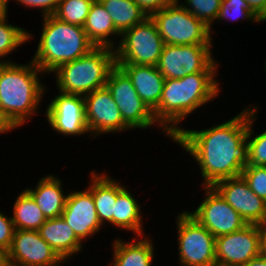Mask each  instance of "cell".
I'll return each instance as SVG.
<instances>
[{
	"label": "cell",
	"mask_w": 266,
	"mask_h": 266,
	"mask_svg": "<svg viewBox=\"0 0 266 266\" xmlns=\"http://www.w3.org/2000/svg\"><path fill=\"white\" fill-rule=\"evenodd\" d=\"M15 230H38L47 220L33 198L23 189L12 207Z\"/></svg>",
	"instance_id": "d4e9b609"
},
{
	"label": "cell",
	"mask_w": 266,
	"mask_h": 266,
	"mask_svg": "<svg viewBox=\"0 0 266 266\" xmlns=\"http://www.w3.org/2000/svg\"><path fill=\"white\" fill-rule=\"evenodd\" d=\"M38 232L65 263L83 251L85 243L75 235L62 216L47 219Z\"/></svg>",
	"instance_id": "d6986e66"
},
{
	"label": "cell",
	"mask_w": 266,
	"mask_h": 266,
	"mask_svg": "<svg viewBox=\"0 0 266 266\" xmlns=\"http://www.w3.org/2000/svg\"><path fill=\"white\" fill-rule=\"evenodd\" d=\"M121 112L125 124L131 129L143 131L153 126L161 129L169 139L172 138L157 124L153 112L137 94L130 78L116 65L105 84Z\"/></svg>",
	"instance_id": "30bf717a"
},
{
	"label": "cell",
	"mask_w": 266,
	"mask_h": 266,
	"mask_svg": "<svg viewBox=\"0 0 266 266\" xmlns=\"http://www.w3.org/2000/svg\"><path fill=\"white\" fill-rule=\"evenodd\" d=\"M49 99L45 114L48 125L57 134L67 137L90 135L85 119L84 97L58 91Z\"/></svg>",
	"instance_id": "7c38bea8"
},
{
	"label": "cell",
	"mask_w": 266,
	"mask_h": 266,
	"mask_svg": "<svg viewBox=\"0 0 266 266\" xmlns=\"http://www.w3.org/2000/svg\"><path fill=\"white\" fill-rule=\"evenodd\" d=\"M259 226L244 228L215 238L216 266H240L260 255Z\"/></svg>",
	"instance_id": "5bb4252c"
},
{
	"label": "cell",
	"mask_w": 266,
	"mask_h": 266,
	"mask_svg": "<svg viewBox=\"0 0 266 266\" xmlns=\"http://www.w3.org/2000/svg\"><path fill=\"white\" fill-rule=\"evenodd\" d=\"M130 78L137 94L153 112L159 105L165 82L157 66L116 64Z\"/></svg>",
	"instance_id": "ac0fdd59"
},
{
	"label": "cell",
	"mask_w": 266,
	"mask_h": 266,
	"mask_svg": "<svg viewBox=\"0 0 266 266\" xmlns=\"http://www.w3.org/2000/svg\"><path fill=\"white\" fill-rule=\"evenodd\" d=\"M93 2L94 0H60L53 16L83 27Z\"/></svg>",
	"instance_id": "f1b7e54d"
},
{
	"label": "cell",
	"mask_w": 266,
	"mask_h": 266,
	"mask_svg": "<svg viewBox=\"0 0 266 266\" xmlns=\"http://www.w3.org/2000/svg\"><path fill=\"white\" fill-rule=\"evenodd\" d=\"M8 16L0 18V63L14 62V59L12 60L8 56L12 52H16L23 44L29 43L32 40L31 38L35 37L33 35L34 33L31 34L29 30L27 31L21 26L8 23Z\"/></svg>",
	"instance_id": "4316f807"
},
{
	"label": "cell",
	"mask_w": 266,
	"mask_h": 266,
	"mask_svg": "<svg viewBox=\"0 0 266 266\" xmlns=\"http://www.w3.org/2000/svg\"><path fill=\"white\" fill-rule=\"evenodd\" d=\"M61 216L83 243L84 240L93 238V235L96 236L103 228L98 219L92 193L87 188L71 190L70 193L68 191Z\"/></svg>",
	"instance_id": "e0dca14e"
},
{
	"label": "cell",
	"mask_w": 266,
	"mask_h": 266,
	"mask_svg": "<svg viewBox=\"0 0 266 266\" xmlns=\"http://www.w3.org/2000/svg\"><path fill=\"white\" fill-rule=\"evenodd\" d=\"M10 1L11 0H0V18L8 15V12L10 11L8 5Z\"/></svg>",
	"instance_id": "ab89813d"
},
{
	"label": "cell",
	"mask_w": 266,
	"mask_h": 266,
	"mask_svg": "<svg viewBox=\"0 0 266 266\" xmlns=\"http://www.w3.org/2000/svg\"><path fill=\"white\" fill-rule=\"evenodd\" d=\"M7 261L20 266H60L65 263L38 230H15Z\"/></svg>",
	"instance_id": "9a60e30c"
},
{
	"label": "cell",
	"mask_w": 266,
	"mask_h": 266,
	"mask_svg": "<svg viewBox=\"0 0 266 266\" xmlns=\"http://www.w3.org/2000/svg\"><path fill=\"white\" fill-rule=\"evenodd\" d=\"M248 105V131L246 138V165L266 166V130L256 133L253 129L259 107ZM255 134V135H254Z\"/></svg>",
	"instance_id": "83f0119b"
},
{
	"label": "cell",
	"mask_w": 266,
	"mask_h": 266,
	"mask_svg": "<svg viewBox=\"0 0 266 266\" xmlns=\"http://www.w3.org/2000/svg\"><path fill=\"white\" fill-rule=\"evenodd\" d=\"M26 63H0V114L13 130L39 113L48 89L40 80L46 74L32 60Z\"/></svg>",
	"instance_id": "3957f363"
},
{
	"label": "cell",
	"mask_w": 266,
	"mask_h": 266,
	"mask_svg": "<svg viewBox=\"0 0 266 266\" xmlns=\"http://www.w3.org/2000/svg\"><path fill=\"white\" fill-rule=\"evenodd\" d=\"M2 266H20V265L13 264V263L6 261Z\"/></svg>",
	"instance_id": "7bdbcfd3"
},
{
	"label": "cell",
	"mask_w": 266,
	"mask_h": 266,
	"mask_svg": "<svg viewBox=\"0 0 266 266\" xmlns=\"http://www.w3.org/2000/svg\"><path fill=\"white\" fill-rule=\"evenodd\" d=\"M83 28L90 41L96 47L115 49L117 42L113 39L117 38L119 42L121 37V33L115 28L109 13L105 10L102 3L96 0L91 5Z\"/></svg>",
	"instance_id": "cb8c5ba5"
},
{
	"label": "cell",
	"mask_w": 266,
	"mask_h": 266,
	"mask_svg": "<svg viewBox=\"0 0 266 266\" xmlns=\"http://www.w3.org/2000/svg\"><path fill=\"white\" fill-rule=\"evenodd\" d=\"M149 237H132V241L115 238L111 246L113 260L111 259L112 262L108 263V266H152L156 254L154 242Z\"/></svg>",
	"instance_id": "ffe728a7"
},
{
	"label": "cell",
	"mask_w": 266,
	"mask_h": 266,
	"mask_svg": "<svg viewBox=\"0 0 266 266\" xmlns=\"http://www.w3.org/2000/svg\"><path fill=\"white\" fill-rule=\"evenodd\" d=\"M227 121L203 130L181 128L172 141L198 164L202 186L241 176L246 166L248 107Z\"/></svg>",
	"instance_id": "6da1fadb"
},
{
	"label": "cell",
	"mask_w": 266,
	"mask_h": 266,
	"mask_svg": "<svg viewBox=\"0 0 266 266\" xmlns=\"http://www.w3.org/2000/svg\"><path fill=\"white\" fill-rule=\"evenodd\" d=\"M213 187L247 224L266 221V202L249 188L242 176L219 180Z\"/></svg>",
	"instance_id": "2e32d148"
},
{
	"label": "cell",
	"mask_w": 266,
	"mask_h": 266,
	"mask_svg": "<svg viewBox=\"0 0 266 266\" xmlns=\"http://www.w3.org/2000/svg\"><path fill=\"white\" fill-rule=\"evenodd\" d=\"M163 46L155 22L147 17L121 34L115 48L116 64L157 66Z\"/></svg>",
	"instance_id": "52a82bcc"
},
{
	"label": "cell",
	"mask_w": 266,
	"mask_h": 266,
	"mask_svg": "<svg viewBox=\"0 0 266 266\" xmlns=\"http://www.w3.org/2000/svg\"><path fill=\"white\" fill-rule=\"evenodd\" d=\"M204 199L195 211L188 213L215 238L244 228L246 221L213 186H202Z\"/></svg>",
	"instance_id": "8fae6325"
},
{
	"label": "cell",
	"mask_w": 266,
	"mask_h": 266,
	"mask_svg": "<svg viewBox=\"0 0 266 266\" xmlns=\"http://www.w3.org/2000/svg\"><path fill=\"white\" fill-rule=\"evenodd\" d=\"M183 8L202 21L213 35L212 27L217 20L222 0H176Z\"/></svg>",
	"instance_id": "f546056e"
},
{
	"label": "cell",
	"mask_w": 266,
	"mask_h": 266,
	"mask_svg": "<svg viewBox=\"0 0 266 266\" xmlns=\"http://www.w3.org/2000/svg\"><path fill=\"white\" fill-rule=\"evenodd\" d=\"M85 119L92 138L131 130L106 86L84 96Z\"/></svg>",
	"instance_id": "4fadbf2b"
},
{
	"label": "cell",
	"mask_w": 266,
	"mask_h": 266,
	"mask_svg": "<svg viewBox=\"0 0 266 266\" xmlns=\"http://www.w3.org/2000/svg\"><path fill=\"white\" fill-rule=\"evenodd\" d=\"M178 262L180 266H216L215 237L187 210L178 213Z\"/></svg>",
	"instance_id": "ba28073f"
},
{
	"label": "cell",
	"mask_w": 266,
	"mask_h": 266,
	"mask_svg": "<svg viewBox=\"0 0 266 266\" xmlns=\"http://www.w3.org/2000/svg\"><path fill=\"white\" fill-rule=\"evenodd\" d=\"M100 2L121 34L148 17L134 0H100Z\"/></svg>",
	"instance_id": "484cf974"
},
{
	"label": "cell",
	"mask_w": 266,
	"mask_h": 266,
	"mask_svg": "<svg viewBox=\"0 0 266 266\" xmlns=\"http://www.w3.org/2000/svg\"><path fill=\"white\" fill-rule=\"evenodd\" d=\"M150 17L155 22L164 44L213 45L210 28L176 0Z\"/></svg>",
	"instance_id": "8992f818"
},
{
	"label": "cell",
	"mask_w": 266,
	"mask_h": 266,
	"mask_svg": "<svg viewBox=\"0 0 266 266\" xmlns=\"http://www.w3.org/2000/svg\"><path fill=\"white\" fill-rule=\"evenodd\" d=\"M115 66V49L95 47L82 57L61 65L53 75L58 91L84 97L104 87Z\"/></svg>",
	"instance_id": "5b68a950"
},
{
	"label": "cell",
	"mask_w": 266,
	"mask_h": 266,
	"mask_svg": "<svg viewBox=\"0 0 266 266\" xmlns=\"http://www.w3.org/2000/svg\"><path fill=\"white\" fill-rule=\"evenodd\" d=\"M62 183L57 175L48 173L40 178L34 188L24 189L33 198L46 219L59 217L63 213L68 193L63 191Z\"/></svg>",
	"instance_id": "44dd1931"
},
{
	"label": "cell",
	"mask_w": 266,
	"mask_h": 266,
	"mask_svg": "<svg viewBox=\"0 0 266 266\" xmlns=\"http://www.w3.org/2000/svg\"><path fill=\"white\" fill-rule=\"evenodd\" d=\"M14 1V0H12ZM28 9H39L41 17L53 15L58 7L60 0H15Z\"/></svg>",
	"instance_id": "836d02e7"
},
{
	"label": "cell",
	"mask_w": 266,
	"mask_h": 266,
	"mask_svg": "<svg viewBox=\"0 0 266 266\" xmlns=\"http://www.w3.org/2000/svg\"><path fill=\"white\" fill-rule=\"evenodd\" d=\"M212 49L213 45L164 44L158 70L165 79H180L196 72H218L220 64Z\"/></svg>",
	"instance_id": "9c48e42d"
},
{
	"label": "cell",
	"mask_w": 266,
	"mask_h": 266,
	"mask_svg": "<svg viewBox=\"0 0 266 266\" xmlns=\"http://www.w3.org/2000/svg\"><path fill=\"white\" fill-rule=\"evenodd\" d=\"M256 22V14L251 10L246 0H222L217 21L225 23L234 21Z\"/></svg>",
	"instance_id": "4dcf8cb0"
},
{
	"label": "cell",
	"mask_w": 266,
	"mask_h": 266,
	"mask_svg": "<svg viewBox=\"0 0 266 266\" xmlns=\"http://www.w3.org/2000/svg\"><path fill=\"white\" fill-rule=\"evenodd\" d=\"M262 22H266V2L262 7L261 11L256 15V25L257 23L260 24Z\"/></svg>",
	"instance_id": "60d3db41"
},
{
	"label": "cell",
	"mask_w": 266,
	"mask_h": 266,
	"mask_svg": "<svg viewBox=\"0 0 266 266\" xmlns=\"http://www.w3.org/2000/svg\"><path fill=\"white\" fill-rule=\"evenodd\" d=\"M241 176L249 188L266 202V166L246 165Z\"/></svg>",
	"instance_id": "1f68e13d"
},
{
	"label": "cell",
	"mask_w": 266,
	"mask_h": 266,
	"mask_svg": "<svg viewBox=\"0 0 266 266\" xmlns=\"http://www.w3.org/2000/svg\"><path fill=\"white\" fill-rule=\"evenodd\" d=\"M217 75L218 72H196L180 79H165L162 96L153 115L172 139L180 132L184 119L220 95Z\"/></svg>",
	"instance_id": "7a4b0ae2"
},
{
	"label": "cell",
	"mask_w": 266,
	"mask_h": 266,
	"mask_svg": "<svg viewBox=\"0 0 266 266\" xmlns=\"http://www.w3.org/2000/svg\"><path fill=\"white\" fill-rule=\"evenodd\" d=\"M7 261V252L0 248V266Z\"/></svg>",
	"instance_id": "b9f144b4"
},
{
	"label": "cell",
	"mask_w": 266,
	"mask_h": 266,
	"mask_svg": "<svg viewBox=\"0 0 266 266\" xmlns=\"http://www.w3.org/2000/svg\"><path fill=\"white\" fill-rule=\"evenodd\" d=\"M141 9L150 17L154 12L159 11L169 4H171L174 0H134Z\"/></svg>",
	"instance_id": "e575fe53"
},
{
	"label": "cell",
	"mask_w": 266,
	"mask_h": 266,
	"mask_svg": "<svg viewBox=\"0 0 266 266\" xmlns=\"http://www.w3.org/2000/svg\"><path fill=\"white\" fill-rule=\"evenodd\" d=\"M14 131L12 127L4 120V118L0 114V134H8Z\"/></svg>",
	"instance_id": "f35d334b"
},
{
	"label": "cell",
	"mask_w": 266,
	"mask_h": 266,
	"mask_svg": "<svg viewBox=\"0 0 266 266\" xmlns=\"http://www.w3.org/2000/svg\"><path fill=\"white\" fill-rule=\"evenodd\" d=\"M251 10L257 15L262 7L264 6L266 0H246Z\"/></svg>",
	"instance_id": "8d00e7d4"
},
{
	"label": "cell",
	"mask_w": 266,
	"mask_h": 266,
	"mask_svg": "<svg viewBox=\"0 0 266 266\" xmlns=\"http://www.w3.org/2000/svg\"><path fill=\"white\" fill-rule=\"evenodd\" d=\"M42 20V32L31 60L46 76L96 47L82 26L63 22L53 15Z\"/></svg>",
	"instance_id": "277c9868"
},
{
	"label": "cell",
	"mask_w": 266,
	"mask_h": 266,
	"mask_svg": "<svg viewBox=\"0 0 266 266\" xmlns=\"http://www.w3.org/2000/svg\"><path fill=\"white\" fill-rule=\"evenodd\" d=\"M259 233H260V255L266 257V221L262 224H259Z\"/></svg>",
	"instance_id": "d590c367"
},
{
	"label": "cell",
	"mask_w": 266,
	"mask_h": 266,
	"mask_svg": "<svg viewBox=\"0 0 266 266\" xmlns=\"http://www.w3.org/2000/svg\"><path fill=\"white\" fill-rule=\"evenodd\" d=\"M240 266H266V257L259 255Z\"/></svg>",
	"instance_id": "74e56055"
},
{
	"label": "cell",
	"mask_w": 266,
	"mask_h": 266,
	"mask_svg": "<svg viewBox=\"0 0 266 266\" xmlns=\"http://www.w3.org/2000/svg\"><path fill=\"white\" fill-rule=\"evenodd\" d=\"M15 227L11 216L0 212V248L7 252L12 244Z\"/></svg>",
	"instance_id": "d6a6232c"
},
{
	"label": "cell",
	"mask_w": 266,
	"mask_h": 266,
	"mask_svg": "<svg viewBox=\"0 0 266 266\" xmlns=\"http://www.w3.org/2000/svg\"><path fill=\"white\" fill-rule=\"evenodd\" d=\"M89 185L86 187L91 193L102 226L112 225L113 214L117 198V180L104 172L91 170Z\"/></svg>",
	"instance_id": "7402d4cb"
},
{
	"label": "cell",
	"mask_w": 266,
	"mask_h": 266,
	"mask_svg": "<svg viewBox=\"0 0 266 266\" xmlns=\"http://www.w3.org/2000/svg\"><path fill=\"white\" fill-rule=\"evenodd\" d=\"M139 201L123 184L117 181V198L113 214V225L121 230L130 231L133 237L145 236L143 215Z\"/></svg>",
	"instance_id": "603a6c76"
}]
</instances>
